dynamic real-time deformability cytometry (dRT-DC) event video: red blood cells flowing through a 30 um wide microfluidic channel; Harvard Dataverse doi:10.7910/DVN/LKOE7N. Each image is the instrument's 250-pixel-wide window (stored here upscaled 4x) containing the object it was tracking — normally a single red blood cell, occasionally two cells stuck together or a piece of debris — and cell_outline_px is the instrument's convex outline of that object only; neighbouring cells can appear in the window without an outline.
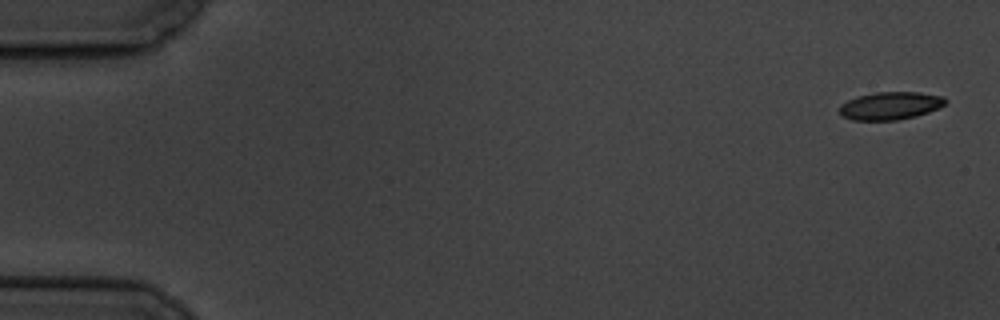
{"species": "common noctule bat (a hibernating species)", "species_latin": "Nyctalus noctula", "temperature_condition": "cold", "stored_images_in_passage": 5, "camera_frame_rate_fps": 3000, "um_per_image_px": 0.085, "animal": {"sex": "male", "body_mass_g": 19.5, "forearm_length_mm": 54.6}, "frame": {"image": 1, "passage_image": 1, "time_ms": 0.0, "image_size_px": [1000, 320], "cell_outline_px": [[948, 100], [944, 104], [928, 112], [916, 116], [896, 120], [852, 120], [840, 116], [840, 104], [856, 96], [872, 92], [920, 92], [944, 96]], "centroid_in_image_um": [75.65, 8.98], "position_along_channel_um": 9.4, "area_um2": 17.28}}
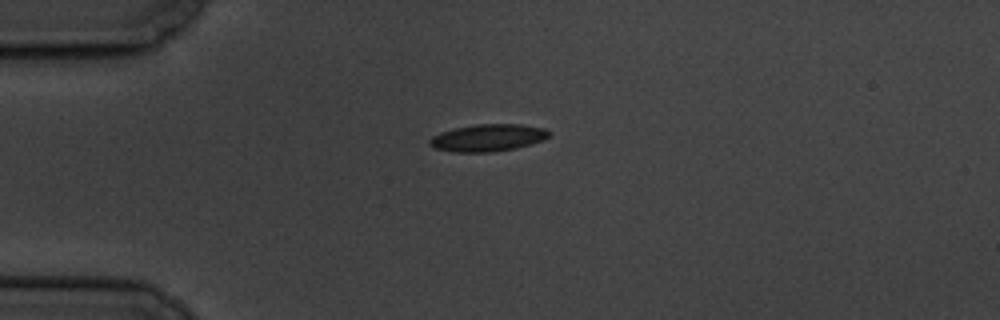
{"frame": {"image": 2, "passage_image": 5, "time_ms": 4.333, "image_size_px": [1000, 320], "cell_outline_px": [[552, 132], [544, 140], [516, 148], [492, 152], [452, 152], [432, 148], [428, 144], [428, 140], [432, 136], [440, 132], [456, 128], [476, 124], [520, 124], [544, 128]], "centroid_in_image_um": [41.44, 11.71], "position_along_channel_um": 43.6, "area_um2": 19.07}}